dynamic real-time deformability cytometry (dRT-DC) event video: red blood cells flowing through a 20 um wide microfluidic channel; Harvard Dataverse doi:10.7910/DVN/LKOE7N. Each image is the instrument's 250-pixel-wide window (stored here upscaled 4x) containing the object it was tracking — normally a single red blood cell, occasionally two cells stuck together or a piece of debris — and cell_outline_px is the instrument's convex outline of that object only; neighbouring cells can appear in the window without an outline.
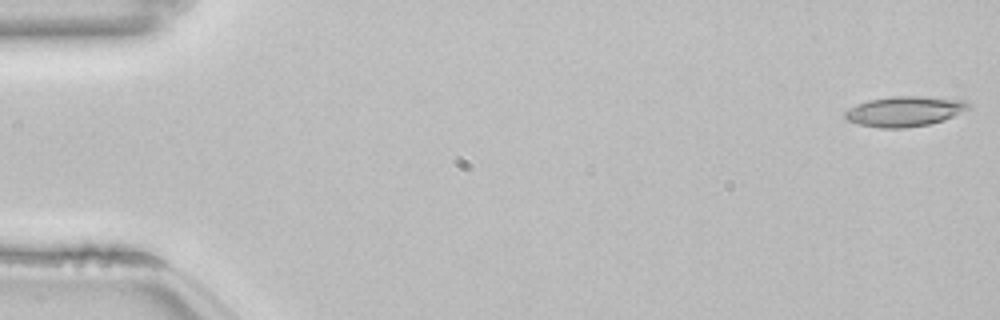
{"species": "common noctule bat (a hibernating species)", "species_latin": "Nyctalus noctula", "temperature_condition": "room temperature", "stored_images_in_passage": 53, "camera_frame_rate_fps": 3000, "um_per_image_px": 0.085, "animal": {"sex": "female", "body_mass_g": 22.7, "forearm_length_mm": 54.2}, "frame": {"image": 1, "passage_image": 1, "time_ms": 0.0, "image_size_px": [1000, 320], "cell_outline_px": [[972, 108], [944, 120], [928, 124], [904, 128], [880, 128], [860, 124], [848, 120], [844, 116], [844, 112], [848, 108], [856, 104], [868, 100], [892, 96], [920, 96], [964, 100]], "centroid_in_image_um": [76.89, 9.46], "position_along_channel_um": 8.1, "area_um2": 21.68}}
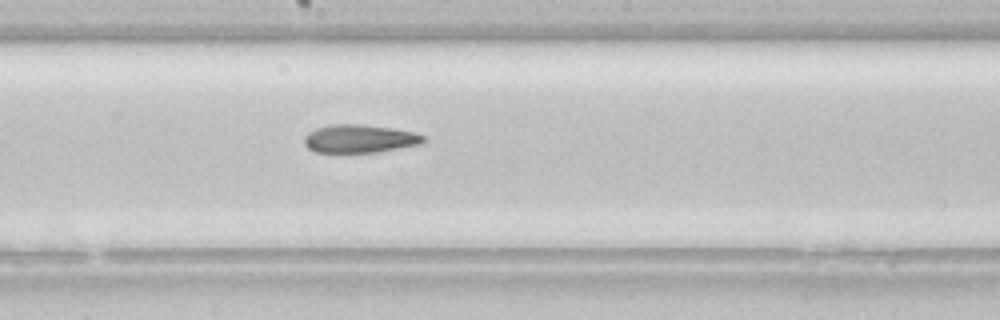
{"frame": {"image": 2, "passage_image": 29, "time_ms": 9.333, "image_size_px": [1000, 320], "cell_outline_px": [[428, 140], [420, 144], [376, 152], [316, 152], [308, 148], [304, 144], [304, 136], [308, 132], [316, 128], [332, 124], [364, 124], [392, 128], [416, 132], [424, 136]], "centroid_in_image_um": [30.58, 11.78], "position_along_channel_um": 217.6, "area_um2": 19.65}}
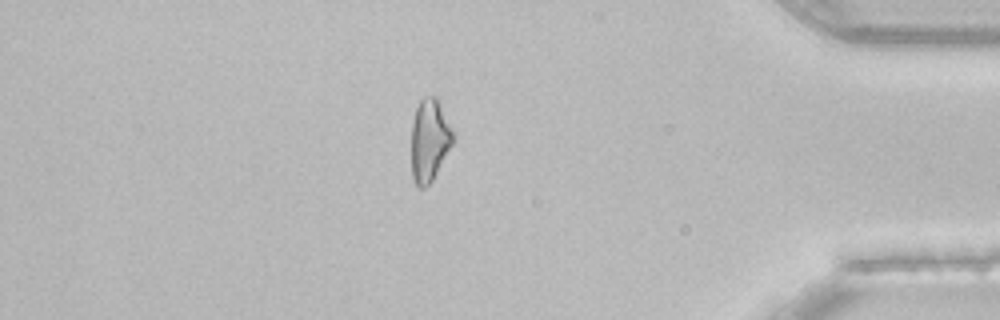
{"frame": {"image": 3, "passage_image": 46, "time_ms": 15.0, "image_size_px": [1000, 320], "cell_outline_px": [[456, 132], [452, 144], [432, 180], [424, 188], [416, 188], [412, 176], [412, 120], [416, 108], [420, 100], [424, 96], [436, 96]], "centroid_in_image_um": [36.52, 11.89], "position_along_channel_um": 398.7, "area_um2": 20.23}, "authors_computed_cell_mechanics": {"area_um2": 20.8658, "velocity_mm_per_s": 3.853, "shape_relaxation_time_tau1_ms": null, "shape_relaxation_time_tau2_ms": 7.1009, "deformation_change_tau1": null, "deformation_change_tau2": 0.1876}}